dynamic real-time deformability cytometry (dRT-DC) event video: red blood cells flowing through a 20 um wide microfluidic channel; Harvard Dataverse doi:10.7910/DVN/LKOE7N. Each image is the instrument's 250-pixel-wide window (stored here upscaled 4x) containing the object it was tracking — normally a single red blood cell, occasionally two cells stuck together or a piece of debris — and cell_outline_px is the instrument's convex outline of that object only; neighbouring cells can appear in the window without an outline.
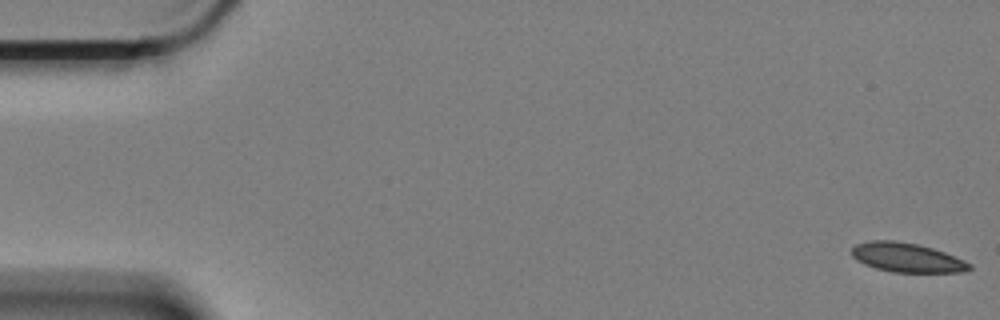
{"species": "Egyptian fruit bat (a non-hibernating species)", "species_latin": "Rousettus aegyptiacus", "temperature_condition": "cold", "stored_images_in_passage": 13, "camera_frame_rate_fps": 3000, "um_per_image_px": 0.085, "animal": {"sex": "female"}, "frame": {"image": 1, "passage_image": 1, "time_ms": 0.0, "image_size_px": [1000, 320], "cell_outline_px": [[972, 268], [964, 272], [892, 272], [876, 268], [864, 264], [856, 260], [852, 256], [852, 248], [856, 244], [872, 240], [892, 240], [916, 244], [932, 248], [944, 252], [964, 260], [972, 264]], "centroid_in_image_um": [77.08, 21.9], "position_along_channel_um": 7.9, "area_um2": 20.0}}